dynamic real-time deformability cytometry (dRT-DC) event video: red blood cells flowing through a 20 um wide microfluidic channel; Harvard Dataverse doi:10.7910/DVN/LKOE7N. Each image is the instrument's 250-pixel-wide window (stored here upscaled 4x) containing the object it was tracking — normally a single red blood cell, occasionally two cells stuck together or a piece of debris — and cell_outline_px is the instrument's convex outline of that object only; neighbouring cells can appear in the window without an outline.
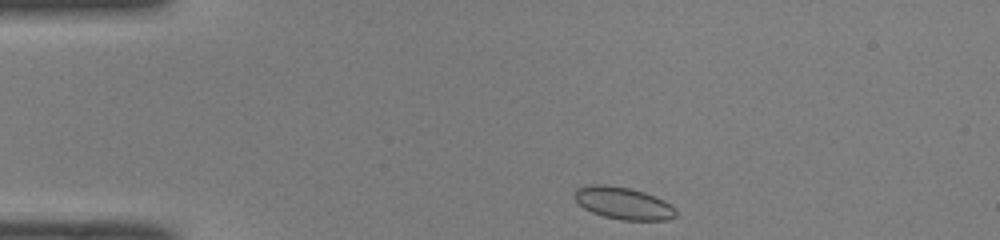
{"species": "common noctule bat (a hibernating species)", "species_latin": "Nyctalus noctula", "temperature_condition": "room temperature", "stored_images_in_passage": 41, "camera_frame_rate_fps": 3000, "um_per_image_px": 0.085, "animal": {"sex": "male", "body_mass_g": 19.0, "forearm_length_mm": 50.8}, "frame": {"image": 1, "passage_image": 1, "time_ms": 0.0, "image_size_px": [1000, 240], "cell_outline_px": [[676, 216], [668, 220], [620, 220], [604, 216], [592, 212], [584, 208], [572, 196], [576, 188], [588, 184], [608, 184], [632, 188], [644, 192], [664, 200], [676, 208]], "centroid_in_image_um": [52.96, 17.25], "position_along_channel_um": 32.0, "area_um2": 19.31}}
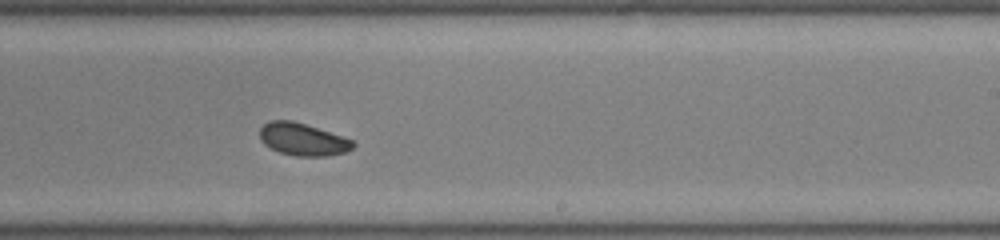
{"frame": {"image": 2, "passage_image": 22, "time_ms": 7.0, "image_size_px": [1000, 240], "cell_outline_px": [[356, 144], [352, 148], [344, 152], [328, 156], [296, 156], [280, 152], [264, 144], [260, 140], [260, 128], [268, 120], [292, 120], [352, 140]], "centroid_in_image_um": [25.7, 11.84], "position_along_channel_um": 263.3, "area_um2": 17.34}}
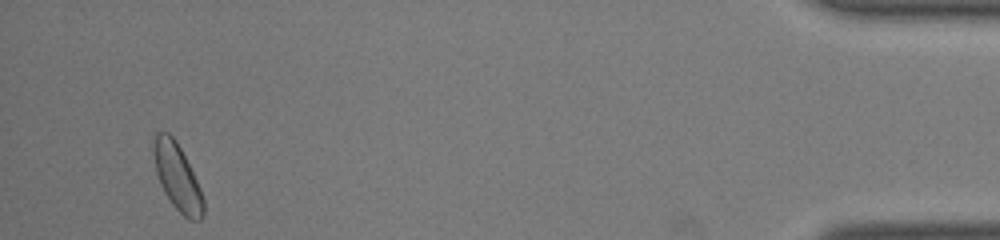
{"frame": {"image": 3, "passage_image": 39, "time_ms": 12.667, "image_size_px": [1000, 240], "cell_outline_px": [[204, 216], [200, 220], [188, 220], [172, 204], [164, 192], [160, 184], [156, 172], [152, 144], [156, 132], [168, 132], [176, 140], [200, 188], [204, 200]], "centroid_in_image_um": [15.06, 15.06], "position_along_channel_um": 420.1, "area_um2": 19.13}, "authors_computed_cell_mechanics": {"area_um2": 18.2648, "velocity_mm_per_s": 4.0535, "shape_relaxation_time_tau1_ms": null, "shape_relaxation_time_tau2_ms": 2.3268, "deformation_change_tau1": null, "deformation_change_tau2": 0.0463}}